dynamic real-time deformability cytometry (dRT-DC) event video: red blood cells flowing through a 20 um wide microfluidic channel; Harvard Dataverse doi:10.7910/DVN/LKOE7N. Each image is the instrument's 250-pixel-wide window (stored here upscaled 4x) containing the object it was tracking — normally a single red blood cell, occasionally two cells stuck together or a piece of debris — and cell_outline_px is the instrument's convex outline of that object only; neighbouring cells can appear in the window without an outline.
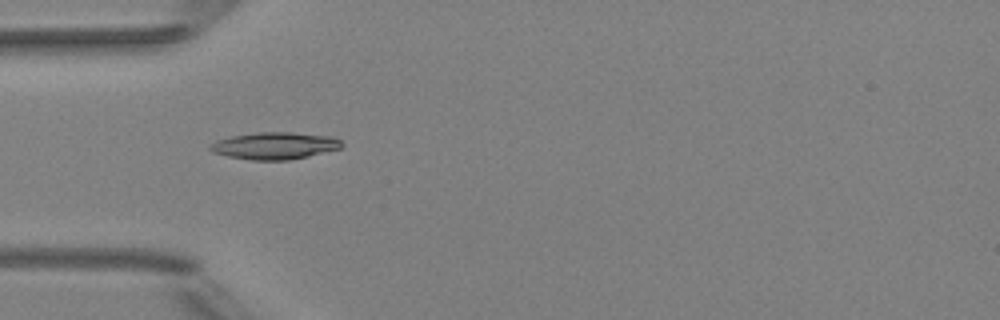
{"species": "Egyptian fruit bat (a non-hibernating species)", "species_latin": "Rousettus aegyptiacus", "temperature_condition": "room temperature", "stored_images_in_passage": 4, "camera_frame_rate_fps": 3000, "um_per_image_px": 0.085, "animal": {"sex": "female"}, "frame": {"image": 1, "passage_image": 4, "time_ms": 3.667, "image_size_px": [1000, 320], "cell_outline_px": [[344, 144], [340, 148], [308, 156], [288, 160], [252, 160], [228, 156], [212, 152], [208, 148], [208, 144], [216, 140], [232, 136], [260, 132], [292, 132], [332, 136], [340, 140]], "centroid_in_image_um": [23.33, 12.38], "position_along_channel_um": 61.7, "area_um2": 20.75}}